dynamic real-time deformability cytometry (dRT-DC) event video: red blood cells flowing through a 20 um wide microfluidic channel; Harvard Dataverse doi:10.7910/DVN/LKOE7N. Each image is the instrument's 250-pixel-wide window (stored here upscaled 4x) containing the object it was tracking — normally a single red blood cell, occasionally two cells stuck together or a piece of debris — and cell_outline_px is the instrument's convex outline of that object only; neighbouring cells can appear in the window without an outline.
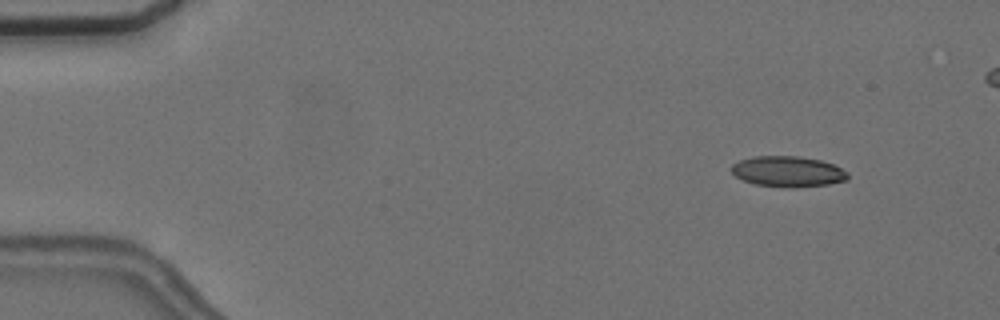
{"species": "common noctule bat (a hibernating species)", "species_latin": "Nyctalus noctula", "temperature_condition": "cold", "stored_images_in_passage": 53, "camera_frame_rate_fps": 3000, "um_per_image_px": 0.085, "animal": {"sex": "female", "body_mass_g": 24.6, "forearm_length_mm": 56.2}, "frame": {"image": 1, "passage_image": 5, "time_ms": 1.333, "image_size_px": [1000, 320], "cell_outline_px": [[848, 180], [828, 184], [796, 188], [792, 188], [756, 184], [744, 180], [736, 176], [728, 168], [732, 164], [740, 160], [752, 156], [796, 156], [820, 160], [832, 164], [848, 172]], "centroid_in_image_um": [66.95, 14.58], "position_along_channel_um": 18.0, "area_um2": 20.81}}
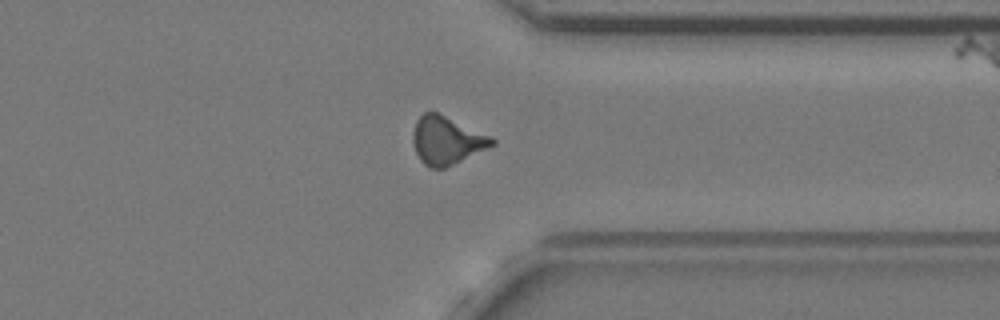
{"frame": {"image": 2, "passage_image": 43, "time_ms": 14.0, "image_size_px": [1000, 320], "cell_outline_px": [[496, 144], [444, 168], [432, 168], [424, 164], [420, 160], [416, 152], [412, 140], [412, 132], [416, 120], [424, 112], [436, 112], [492, 136], [496, 140]], "centroid_in_image_um": [37.96, 11.93], "position_along_channel_um": 373.4, "area_um2": 21.96}}
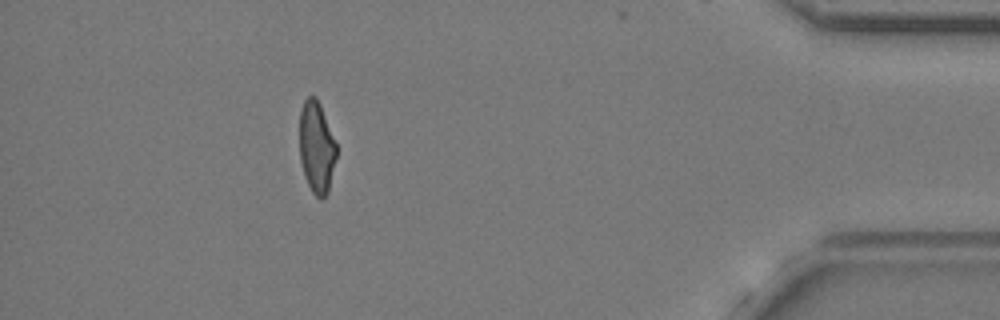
{"frame": {"image": 3, "passage_image": 50, "time_ms": 16.333, "image_size_px": [1000, 320], "cell_outline_px": [[336, 156], [328, 192], [320, 200], [312, 192], [308, 184], [300, 160], [300, 112], [304, 100], [308, 96], [316, 96], [320, 104], [336, 144]], "centroid_in_image_um": [26.9, 12.51], "position_along_channel_um": 408.3, "area_um2": 19.42}}